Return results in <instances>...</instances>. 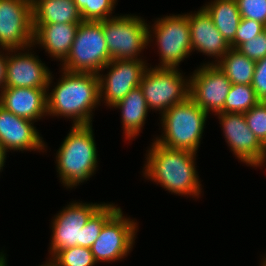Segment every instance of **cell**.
Instances as JSON below:
<instances>
[{
    "instance_id": "25",
    "label": "cell",
    "mask_w": 266,
    "mask_h": 266,
    "mask_svg": "<svg viewBox=\"0 0 266 266\" xmlns=\"http://www.w3.org/2000/svg\"><path fill=\"white\" fill-rule=\"evenodd\" d=\"M259 102L252 85L232 84L224 103V113L244 114Z\"/></svg>"
},
{
    "instance_id": "1",
    "label": "cell",
    "mask_w": 266,
    "mask_h": 266,
    "mask_svg": "<svg viewBox=\"0 0 266 266\" xmlns=\"http://www.w3.org/2000/svg\"><path fill=\"white\" fill-rule=\"evenodd\" d=\"M59 72L61 77L56 83L53 81L54 74L51 73L49 78L48 116L71 119L69 121H72V126L93 124V111L101 104L98 74L68 72L63 69Z\"/></svg>"
},
{
    "instance_id": "9",
    "label": "cell",
    "mask_w": 266,
    "mask_h": 266,
    "mask_svg": "<svg viewBox=\"0 0 266 266\" xmlns=\"http://www.w3.org/2000/svg\"><path fill=\"white\" fill-rule=\"evenodd\" d=\"M136 219L124 215L120 208L103 226L92 245L91 252L96 263L122 261L130 255L139 231Z\"/></svg>"
},
{
    "instance_id": "35",
    "label": "cell",
    "mask_w": 266,
    "mask_h": 266,
    "mask_svg": "<svg viewBox=\"0 0 266 266\" xmlns=\"http://www.w3.org/2000/svg\"><path fill=\"white\" fill-rule=\"evenodd\" d=\"M4 250L0 251V266H8V260H7V256L6 253H4Z\"/></svg>"
},
{
    "instance_id": "15",
    "label": "cell",
    "mask_w": 266,
    "mask_h": 266,
    "mask_svg": "<svg viewBox=\"0 0 266 266\" xmlns=\"http://www.w3.org/2000/svg\"><path fill=\"white\" fill-rule=\"evenodd\" d=\"M32 47L8 50L6 87L47 89L52 71Z\"/></svg>"
},
{
    "instance_id": "24",
    "label": "cell",
    "mask_w": 266,
    "mask_h": 266,
    "mask_svg": "<svg viewBox=\"0 0 266 266\" xmlns=\"http://www.w3.org/2000/svg\"><path fill=\"white\" fill-rule=\"evenodd\" d=\"M115 203H104L81 229V247L91 248L104 224L120 209Z\"/></svg>"
},
{
    "instance_id": "12",
    "label": "cell",
    "mask_w": 266,
    "mask_h": 266,
    "mask_svg": "<svg viewBox=\"0 0 266 266\" xmlns=\"http://www.w3.org/2000/svg\"><path fill=\"white\" fill-rule=\"evenodd\" d=\"M189 97L208 115L224 113L231 81L216 64L203 63L191 72Z\"/></svg>"
},
{
    "instance_id": "38",
    "label": "cell",
    "mask_w": 266,
    "mask_h": 266,
    "mask_svg": "<svg viewBox=\"0 0 266 266\" xmlns=\"http://www.w3.org/2000/svg\"><path fill=\"white\" fill-rule=\"evenodd\" d=\"M264 147H265V151H266V145ZM265 165H266V156H265V158L263 159V161L261 162V164L258 167L261 168V167H263Z\"/></svg>"
},
{
    "instance_id": "36",
    "label": "cell",
    "mask_w": 266,
    "mask_h": 266,
    "mask_svg": "<svg viewBox=\"0 0 266 266\" xmlns=\"http://www.w3.org/2000/svg\"><path fill=\"white\" fill-rule=\"evenodd\" d=\"M39 266H57V264L51 257H49L43 264Z\"/></svg>"
},
{
    "instance_id": "19",
    "label": "cell",
    "mask_w": 266,
    "mask_h": 266,
    "mask_svg": "<svg viewBox=\"0 0 266 266\" xmlns=\"http://www.w3.org/2000/svg\"><path fill=\"white\" fill-rule=\"evenodd\" d=\"M79 24H33V47H41L61 64L69 54Z\"/></svg>"
},
{
    "instance_id": "17",
    "label": "cell",
    "mask_w": 266,
    "mask_h": 266,
    "mask_svg": "<svg viewBox=\"0 0 266 266\" xmlns=\"http://www.w3.org/2000/svg\"><path fill=\"white\" fill-rule=\"evenodd\" d=\"M192 51L208 56L212 61L205 64H216L231 48L211 16L200 7L198 11L188 13Z\"/></svg>"
},
{
    "instance_id": "28",
    "label": "cell",
    "mask_w": 266,
    "mask_h": 266,
    "mask_svg": "<svg viewBox=\"0 0 266 266\" xmlns=\"http://www.w3.org/2000/svg\"><path fill=\"white\" fill-rule=\"evenodd\" d=\"M249 129L255 134L259 142L266 145V102L260 101L248 112L244 113Z\"/></svg>"
},
{
    "instance_id": "18",
    "label": "cell",
    "mask_w": 266,
    "mask_h": 266,
    "mask_svg": "<svg viewBox=\"0 0 266 266\" xmlns=\"http://www.w3.org/2000/svg\"><path fill=\"white\" fill-rule=\"evenodd\" d=\"M0 106L33 122L47 114V89L5 87L0 93Z\"/></svg>"
},
{
    "instance_id": "4",
    "label": "cell",
    "mask_w": 266,
    "mask_h": 266,
    "mask_svg": "<svg viewBox=\"0 0 266 266\" xmlns=\"http://www.w3.org/2000/svg\"><path fill=\"white\" fill-rule=\"evenodd\" d=\"M159 116L162 134L154 141L166 148L198 152L210 115L188 97Z\"/></svg>"
},
{
    "instance_id": "10",
    "label": "cell",
    "mask_w": 266,
    "mask_h": 266,
    "mask_svg": "<svg viewBox=\"0 0 266 266\" xmlns=\"http://www.w3.org/2000/svg\"><path fill=\"white\" fill-rule=\"evenodd\" d=\"M145 59H113L98 73L100 103L111 109L140 82L149 63ZM107 69V73L104 74ZM104 71V72H103Z\"/></svg>"
},
{
    "instance_id": "6",
    "label": "cell",
    "mask_w": 266,
    "mask_h": 266,
    "mask_svg": "<svg viewBox=\"0 0 266 266\" xmlns=\"http://www.w3.org/2000/svg\"><path fill=\"white\" fill-rule=\"evenodd\" d=\"M111 60L102 21H82L69 54L59 69L98 74Z\"/></svg>"
},
{
    "instance_id": "29",
    "label": "cell",
    "mask_w": 266,
    "mask_h": 266,
    "mask_svg": "<svg viewBox=\"0 0 266 266\" xmlns=\"http://www.w3.org/2000/svg\"><path fill=\"white\" fill-rule=\"evenodd\" d=\"M266 29V26L252 19L241 18L237 28L235 39L230 43L232 49H237L241 44L249 39L255 38Z\"/></svg>"
},
{
    "instance_id": "33",
    "label": "cell",
    "mask_w": 266,
    "mask_h": 266,
    "mask_svg": "<svg viewBox=\"0 0 266 266\" xmlns=\"http://www.w3.org/2000/svg\"><path fill=\"white\" fill-rule=\"evenodd\" d=\"M8 50L0 48V93L6 87V62H7Z\"/></svg>"
},
{
    "instance_id": "3",
    "label": "cell",
    "mask_w": 266,
    "mask_h": 266,
    "mask_svg": "<svg viewBox=\"0 0 266 266\" xmlns=\"http://www.w3.org/2000/svg\"><path fill=\"white\" fill-rule=\"evenodd\" d=\"M92 127V124L71 126L56 151L57 177L66 189H76L98 170L99 154Z\"/></svg>"
},
{
    "instance_id": "21",
    "label": "cell",
    "mask_w": 266,
    "mask_h": 266,
    "mask_svg": "<svg viewBox=\"0 0 266 266\" xmlns=\"http://www.w3.org/2000/svg\"><path fill=\"white\" fill-rule=\"evenodd\" d=\"M33 24H80L74 0H32Z\"/></svg>"
},
{
    "instance_id": "11",
    "label": "cell",
    "mask_w": 266,
    "mask_h": 266,
    "mask_svg": "<svg viewBox=\"0 0 266 266\" xmlns=\"http://www.w3.org/2000/svg\"><path fill=\"white\" fill-rule=\"evenodd\" d=\"M104 203H83L74 200L54 215L50 223L52 231L48 256L52 257L59 250L81 246V229Z\"/></svg>"
},
{
    "instance_id": "23",
    "label": "cell",
    "mask_w": 266,
    "mask_h": 266,
    "mask_svg": "<svg viewBox=\"0 0 266 266\" xmlns=\"http://www.w3.org/2000/svg\"><path fill=\"white\" fill-rule=\"evenodd\" d=\"M216 65L232 84L251 85L256 61L249 59L238 50L230 48Z\"/></svg>"
},
{
    "instance_id": "22",
    "label": "cell",
    "mask_w": 266,
    "mask_h": 266,
    "mask_svg": "<svg viewBox=\"0 0 266 266\" xmlns=\"http://www.w3.org/2000/svg\"><path fill=\"white\" fill-rule=\"evenodd\" d=\"M202 7L211 16L215 27L230 44L235 39L241 21L236 0H210Z\"/></svg>"
},
{
    "instance_id": "27",
    "label": "cell",
    "mask_w": 266,
    "mask_h": 266,
    "mask_svg": "<svg viewBox=\"0 0 266 266\" xmlns=\"http://www.w3.org/2000/svg\"><path fill=\"white\" fill-rule=\"evenodd\" d=\"M51 258L56 262L57 266L97 265L91 249L81 246H74L64 250H59Z\"/></svg>"
},
{
    "instance_id": "34",
    "label": "cell",
    "mask_w": 266,
    "mask_h": 266,
    "mask_svg": "<svg viewBox=\"0 0 266 266\" xmlns=\"http://www.w3.org/2000/svg\"><path fill=\"white\" fill-rule=\"evenodd\" d=\"M8 153L5 151V149L0 145V172L3 171V167L6 164V158H7Z\"/></svg>"
},
{
    "instance_id": "30",
    "label": "cell",
    "mask_w": 266,
    "mask_h": 266,
    "mask_svg": "<svg viewBox=\"0 0 266 266\" xmlns=\"http://www.w3.org/2000/svg\"><path fill=\"white\" fill-rule=\"evenodd\" d=\"M241 18L252 19L266 26V0H236Z\"/></svg>"
},
{
    "instance_id": "32",
    "label": "cell",
    "mask_w": 266,
    "mask_h": 266,
    "mask_svg": "<svg viewBox=\"0 0 266 266\" xmlns=\"http://www.w3.org/2000/svg\"><path fill=\"white\" fill-rule=\"evenodd\" d=\"M251 85L258 99L266 102V57L256 61Z\"/></svg>"
},
{
    "instance_id": "37",
    "label": "cell",
    "mask_w": 266,
    "mask_h": 266,
    "mask_svg": "<svg viewBox=\"0 0 266 266\" xmlns=\"http://www.w3.org/2000/svg\"><path fill=\"white\" fill-rule=\"evenodd\" d=\"M259 266H266V253L264 254L263 258L261 259Z\"/></svg>"
},
{
    "instance_id": "26",
    "label": "cell",
    "mask_w": 266,
    "mask_h": 266,
    "mask_svg": "<svg viewBox=\"0 0 266 266\" xmlns=\"http://www.w3.org/2000/svg\"><path fill=\"white\" fill-rule=\"evenodd\" d=\"M118 0H74L83 21H101L118 15Z\"/></svg>"
},
{
    "instance_id": "13",
    "label": "cell",
    "mask_w": 266,
    "mask_h": 266,
    "mask_svg": "<svg viewBox=\"0 0 266 266\" xmlns=\"http://www.w3.org/2000/svg\"><path fill=\"white\" fill-rule=\"evenodd\" d=\"M32 0H0V48L33 46Z\"/></svg>"
},
{
    "instance_id": "5",
    "label": "cell",
    "mask_w": 266,
    "mask_h": 266,
    "mask_svg": "<svg viewBox=\"0 0 266 266\" xmlns=\"http://www.w3.org/2000/svg\"><path fill=\"white\" fill-rule=\"evenodd\" d=\"M152 22H148V46L158 49L160 63L155 67L179 68L193 54L188 13L164 15Z\"/></svg>"
},
{
    "instance_id": "20",
    "label": "cell",
    "mask_w": 266,
    "mask_h": 266,
    "mask_svg": "<svg viewBox=\"0 0 266 266\" xmlns=\"http://www.w3.org/2000/svg\"><path fill=\"white\" fill-rule=\"evenodd\" d=\"M111 108L120 110L123 136L129 142L142 132L149 112L143 91L140 87L131 90Z\"/></svg>"
},
{
    "instance_id": "16",
    "label": "cell",
    "mask_w": 266,
    "mask_h": 266,
    "mask_svg": "<svg viewBox=\"0 0 266 266\" xmlns=\"http://www.w3.org/2000/svg\"><path fill=\"white\" fill-rule=\"evenodd\" d=\"M33 121L18 117L0 106V145L8 152H46L43 140Z\"/></svg>"
},
{
    "instance_id": "14",
    "label": "cell",
    "mask_w": 266,
    "mask_h": 266,
    "mask_svg": "<svg viewBox=\"0 0 266 266\" xmlns=\"http://www.w3.org/2000/svg\"><path fill=\"white\" fill-rule=\"evenodd\" d=\"M220 128L223 131L225 142L230 151L240 160L250 167L261 164L266 156L265 147L259 142L255 134L249 129L244 114L240 113H217Z\"/></svg>"
},
{
    "instance_id": "2",
    "label": "cell",
    "mask_w": 266,
    "mask_h": 266,
    "mask_svg": "<svg viewBox=\"0 0 266 266\" xmlns=\"http://www.w3.org/2000/svg\"><path fill=\"white\" fill-rule=\"evenodd\" d=\"M152 141L144 157L143 178L177 196H190L196 200L204 194L196 168L198 154L166 148L153 139Z\"/></svg>"
},
{
    "instance_id": "7",
    "label": "cell",
    "mask_w": 266,
    "mask_h": 266,
    "mask_svg": "<svg viewBox=\"0 0 266 266\" xmlns=\"http://www.w3.org/2000/svg\"><path fill=\"white\" fill-rule=\"evenodd\" d=\"M149 66L139 87L150 111L161 115L189 97L190 76H184L181 68L154 67L151 63Z\"/></svg>"
},
{
    "instance_id": "8",
    "label": "cell",
    "mask_w": 266,
    "mask_h": 266,
    "mask_svg": "<svg viewBox=\"0 0 266 266\" xmlns=\"http://www.w3.org/2000/svg\"><path fill=\"white\" fill-rule=\"evenodd\" d=\"M101 21L112 60L143 59L142 51L149 45L148 23L143 17L131 13L118 14Z\"/></svg>"
},
{
    "instance_id": "31",
    "label": "cell",
    "mask_w": 266,
    "mask_h": 266,
    "mask_svg": "<svg viewBox=\"0 0 266 266\" xmlns=\"http://www.w3.org/2000/svg\"><path fill=\"white\" fill-rule=\"evenodd\" d=\"M236 50L255 61L266 57V29L255 38L241 44Z\"/></svg>"
}]
</instances>
